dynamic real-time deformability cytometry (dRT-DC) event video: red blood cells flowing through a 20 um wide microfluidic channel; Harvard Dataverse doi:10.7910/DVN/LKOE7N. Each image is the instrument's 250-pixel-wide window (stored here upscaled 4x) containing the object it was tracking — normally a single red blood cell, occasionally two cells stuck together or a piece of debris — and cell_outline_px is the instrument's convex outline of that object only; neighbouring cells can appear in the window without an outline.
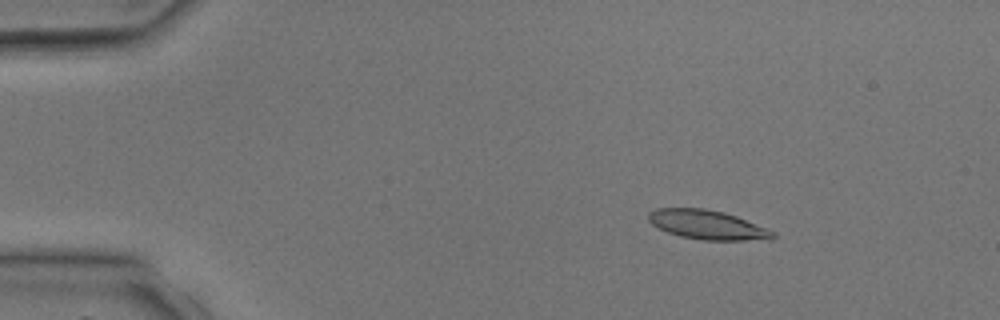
{"species": "common noctule bat (a hibernating species)", "species_latin": "Nyctalus noctula", "temperature_condition": "room temperature", "stored_images_in_passage": 4, "camera_frame_rate_fps": 3000, "um_per_image_px": 0.085, "animal": {"sex": "male", "body_mass_g": 17.9, "forearm_length_mm": 54.2}, "frame": {"image": 1, "passage_image": 3, "time_ms": 2.0, "image_size_px": [1000, 320], "cell_outline_px": [[776, 236], [772, 240], [704, 240], [680, 236], [668, 232], [652, 224], [648, 220], [648, 212], [656, 208], [704, 208], [724, 212], [736, 216], [768, 228], [776, 232]], "centroid_in_image_um": [60.17, 19.11], "position_along_channel_um": 24.8, "area_um2": 21.33}}
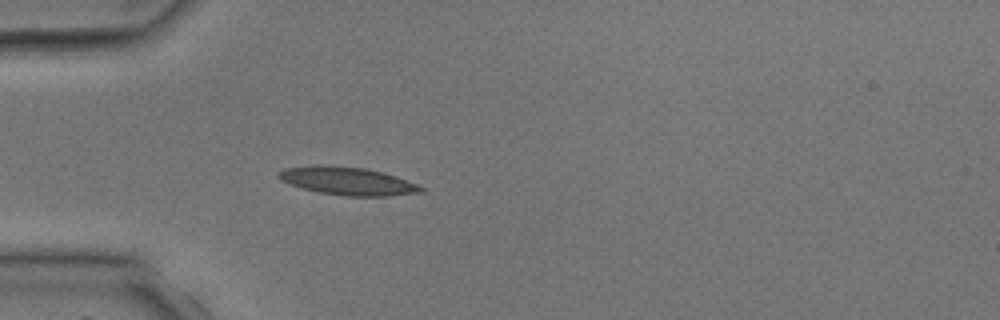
{"frame": {"image": 2, "passage_image": 4, "time_ms": 4.0, "image_size_px": [1000, 320], "cell_outline_px": [[424, 192], [388, 196], [344, 196], [320, 192], [300, 188], [288, 184], [280, 180], [276, 176], [276, 172], [284, 168], [364, 168], [396, 176], [416, 184], [424, 188]], "centroid_in_image_um": [29.58, 15.45], "position_along_channel_um": 55.4, "area_um2": 22.2}}